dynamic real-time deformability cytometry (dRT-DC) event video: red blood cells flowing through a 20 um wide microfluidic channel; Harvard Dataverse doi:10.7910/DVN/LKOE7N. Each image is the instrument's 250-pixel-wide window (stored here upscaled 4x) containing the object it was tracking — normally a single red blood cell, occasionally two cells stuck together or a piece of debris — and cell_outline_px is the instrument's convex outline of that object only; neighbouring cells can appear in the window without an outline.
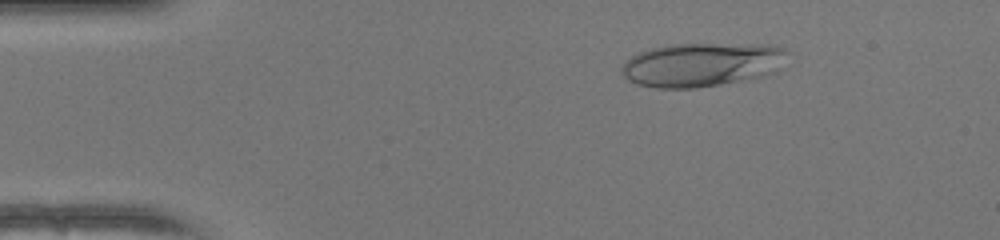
{"species": "human", "species_latin": "Homo sapiens", "temperature_condition": "warm", "stored_images_in_passage": 45, "camera_frame_rate_fps": 3000, "um_per_image_px": 0.085, "donor": {"sex": "female"}, "frame": {"image": 1, "passage_image": 3, "time_ms": 0.667, "image_size_px": [1000, 240], "cell_outline_px": [[792, 52], [780, 68], [776, 72], [752, 80], [696, 88], [656, 88], [636, 84], [628, 80], [620, 72], [620, 68], [632, 56], [640, 52], [652, 48], [668, 44], [768, 44], [784, 48]], "centroid_in_image_um": [59.74, 5.5], "position_along_channel_um": 25.3, "area_um2": 43.23}}
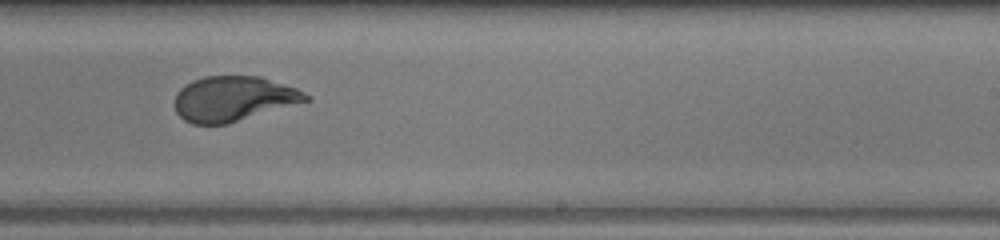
{"frame": {"image": 2, "passage_image": 26, "time_ms": 8.333, "image_size_px": [1000, 240], "cell_outline_px": [[312, 100], [228, 124], [192, 124], [184, 120], [176, 112], [176, 92], [180, 88], [192, 80], [204, 76], [260, 76], [296, 88], [312, 96]], "centroid_in_image_um": [19.87, 8.39], "position_along_channel_um": 269.1, "area_um2": 34.62}}
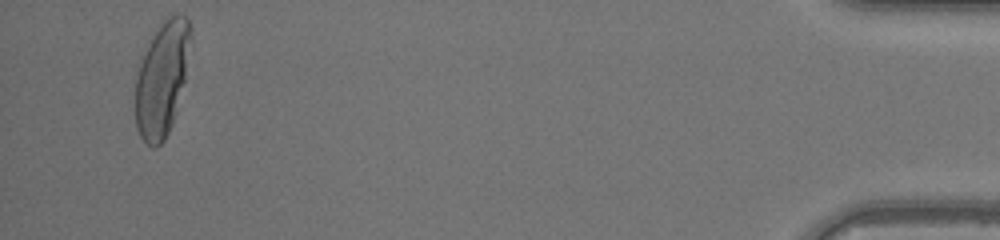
{"frame": {"image": 3, "passage_image": 43, "time_ms": 14.0, "image_size_px": [1000, 240], "cell_outline_px": [[188, 36], [184, 80], [176, 112], [168, 132], [164, 140], [156, 148], [152, 148], [140, 136], [136, 128], [136, 64], [160, 24], [168, 16], [176, 12], [180, 12], [188, 16]], "centroid_in_image_um": [13.71, 6.71], "position_along_channel_um": 421.5, "area_um2": 36.18}, "authors_computed_cell_mechanics": {"area_um2": 35.6626, "velocity_mm_per_s": 4.1686, "shape_relaxation_time_tau1_ms": 6.7361, "shape_relaxation_time_tau2_ms": null, "deformation_change_tau1": 0.3121, "deformation_change_tau2": null}}